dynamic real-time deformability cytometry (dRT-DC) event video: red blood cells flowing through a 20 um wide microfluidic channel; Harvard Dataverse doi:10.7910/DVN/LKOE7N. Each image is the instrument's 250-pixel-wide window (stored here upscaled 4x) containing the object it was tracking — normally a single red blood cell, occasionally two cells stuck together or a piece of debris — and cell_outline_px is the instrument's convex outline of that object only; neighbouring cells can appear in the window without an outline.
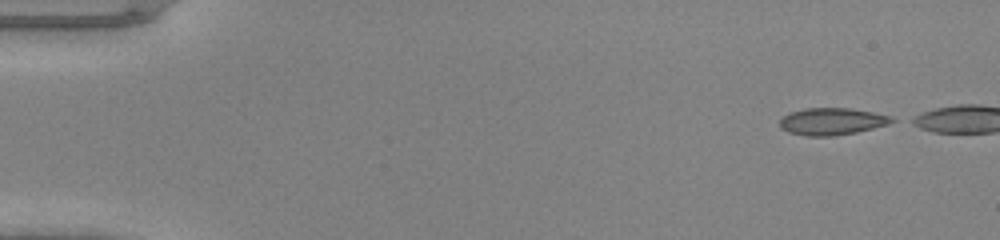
{"species": "common noctule bat (a hibernating species)", "species_latin": "Nyctalus noctula", "temperature_condition": "warm", "stored_images_in_passage": 4, "camera_frame_rate_fps": 3000, "um_per_image_px": 0.085, "animal": {"sex": "male", "body_mass_g": 20.0, "forearm_length_mm": 53.3}, "frame": {"image": 1, "passage_image": 1, "time_ms": 0.0, "image_size_px": [1000, 240], "cell_outline_px": [[896, 120], [888, 124], [856, 132], [832, 136], [804, 136], [788, 132], [780, 128], [780, 120], [788, 112], [804, 108], [852, 108], [892, 116]], "centroid_in_image_um": [70.69, 10.31], "position_along_channel_um": 14.3, "area_um2": 17.74}}